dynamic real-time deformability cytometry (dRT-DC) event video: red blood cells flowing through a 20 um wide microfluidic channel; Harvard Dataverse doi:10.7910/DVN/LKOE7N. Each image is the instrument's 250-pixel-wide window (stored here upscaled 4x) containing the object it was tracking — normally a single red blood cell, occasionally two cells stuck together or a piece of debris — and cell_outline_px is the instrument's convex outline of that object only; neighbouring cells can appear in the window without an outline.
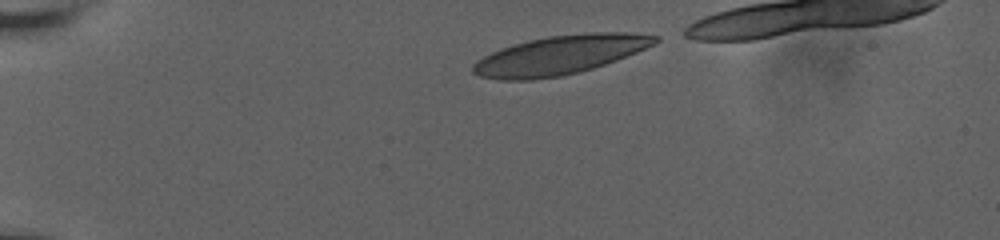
{"species": "human", "species_latin": "Homo sapiens", "temperature_condition": "room temperature", "stored_images_in_passage": 38, "camera_frame_rate_fps": 3000, "um_per_image_px": 0.085, "donor": {"sex": "male"}, "frame": {"image": 1, "passage_image": 1, "time_ms": 0.0, "image_size_px": [1000, 240], "cell_outline_px": [[660, 40], [636, 52], [616, 60], [592, 68], [560, 76], [532, 80], [500, 80], [480, 76], [472, 72], [472, 64], [476, 60], [500, 48], [512, 44], [528, 40], [548, 36], [588, 32], [624, 32], [660, 36]], "centroid_in_image_um": [47.54, 4.67], "position_along_channel_um": 37.5, "area_um2": 41.15}}
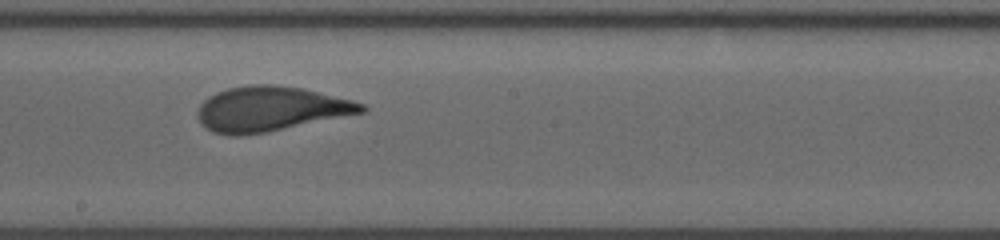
{"frame": {"image": 2, "passage_image": 22, "time_ms": 7.0, "image_size_px": [1000, 240], "cell_outline_px": [[368, 108], [364, 112], [264, 132], [240, 136], [228, 136], [212, 132], [204, 128], [200, 124], [196, 116], [196, 112], [200, 104], [208, 96], [216, 92], [228, 88], [252, 84], [272, 84], [300, 88], [352, 100], [364, 104]], "centroid_in_image_um": [22.9, 9.26], "position_along_channel_um": 225.3, "area_um2": 42.66}}
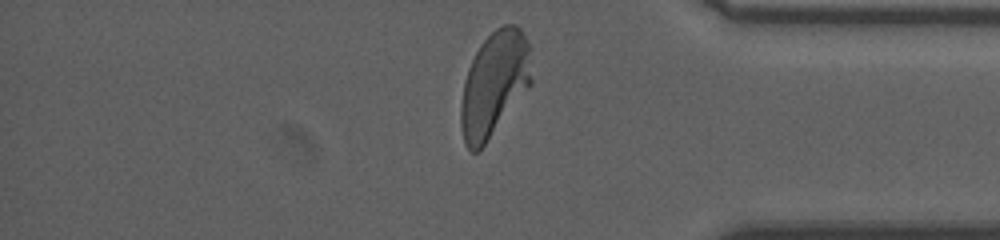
{"frame": {"image": 3, "passage_image": 37, "time_ms": 12.0, "image_size_px": [1000, 240], "cell_outline_px": [[532, 84], [484, 144], [476, 152], [472, 152], [464, 144], [460, 128], [460, 104], [464, 84], [468, 68], [480, 44], [496, 28], [504, 24], [516, 24], [520, 28], [528, 44], [532, 80]], "centroid_in_image_um": [41.99, 7.14], "position_along_channel_um": 393.2, "area_um2": 42.83}, "authors_computed_cell_mechanics": {"area_um2": 41.8183, "velocity_mm_per_s": 3.6311, "shape_relaxation_time_tau1_ms": 4.6916, "shape_relaxation_time_tau2_ms": null, "deformation_change_tau1": 0.1974, "deformation_change_tau2": null}}